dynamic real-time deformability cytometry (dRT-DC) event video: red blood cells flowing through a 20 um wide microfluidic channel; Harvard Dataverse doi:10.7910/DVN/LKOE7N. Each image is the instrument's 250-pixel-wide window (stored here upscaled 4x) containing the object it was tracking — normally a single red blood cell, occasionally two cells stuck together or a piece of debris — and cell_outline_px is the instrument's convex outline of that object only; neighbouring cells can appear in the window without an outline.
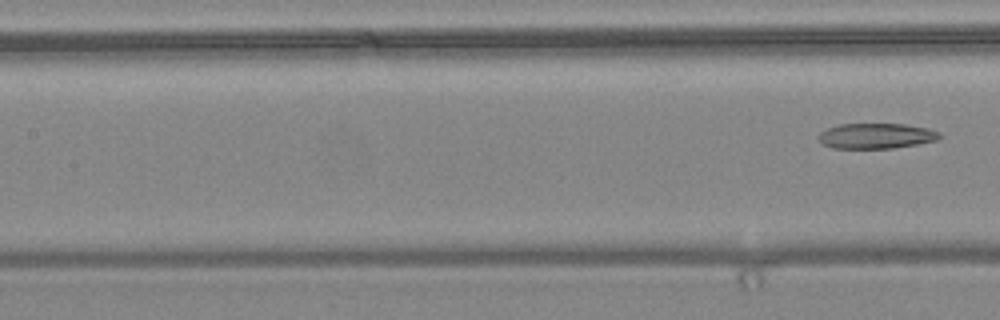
{"species": "common noctule bat (a hibernating species)", "species_latin": "Nyctalus noctula", "temperature_condition": "warm", "stored_images_in_passage": 7, "segment_of_instrument_passage": [2, 2], "camera_frame_rate_fps": 3000, "um_per_image_px": 0.085, "animal": {"sex": "female", "body_mass_g": 24.6, "forearm_length_mm": 56.2}, "frame": {"image": 1, "passage_image": 7, "time_ms": 2.0, "image_size_px": [1000, 320], "cell_outline_px": [[940, 136], [936, 140], [916, 144], [892, 148], [832, 148], [820, 144], [816, 136], [820, 132], [828, 128], [840, 124], [904, 124], [928, 128], [940, 132]], "centroid_in_image_um": [74.41, 11.55], "position_along_channel_um": 133.0, "area_um2": 17.92}}